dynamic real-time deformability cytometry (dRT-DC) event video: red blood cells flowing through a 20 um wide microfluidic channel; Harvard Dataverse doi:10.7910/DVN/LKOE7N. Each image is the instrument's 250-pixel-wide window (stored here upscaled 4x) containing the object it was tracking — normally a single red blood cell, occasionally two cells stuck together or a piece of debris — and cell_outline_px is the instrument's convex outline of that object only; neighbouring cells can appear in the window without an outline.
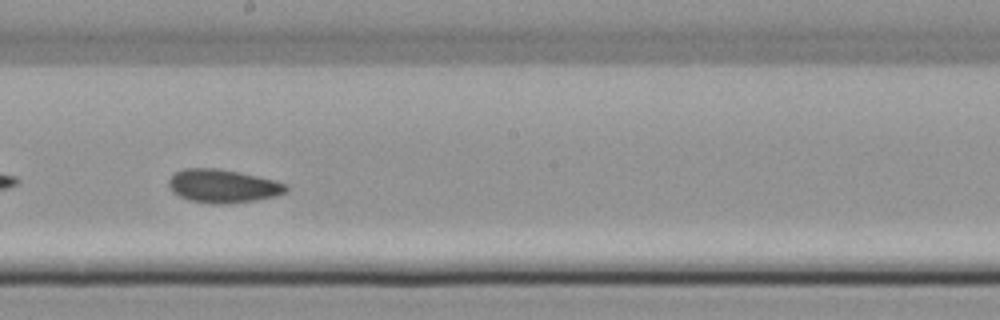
{"species": "common noctule bat (a hibernating species)", "species_latin": "Nyctalus noctula", "temperature_condition": "cold", "stored_images_in_passage": 50, "camera_frame_rate_fps": 3000, "um_per_image_px": 0.085, "animal": {"sex": "female", "body_mass_g": 22.7, "forearm_length_mm": 54.2}, "frame": {"image": 1, "passage_image": 29, "time_ms": 9.333, "image_size_px": [1000, 320], "cell_outline_px": [[288, 188], [284, 192], [276, 196], [256, 200], [224, 204], [212, 204], [188, 200], [172, 192], [168, 184], [168, 180], [176, 172], [184, 168], [216, 168], [240, 172], [288, 184]], "centroid_in_image_um": [18.92, 15.82], "position_along_channel_um": 229.3, "area_um2": 22.77}}
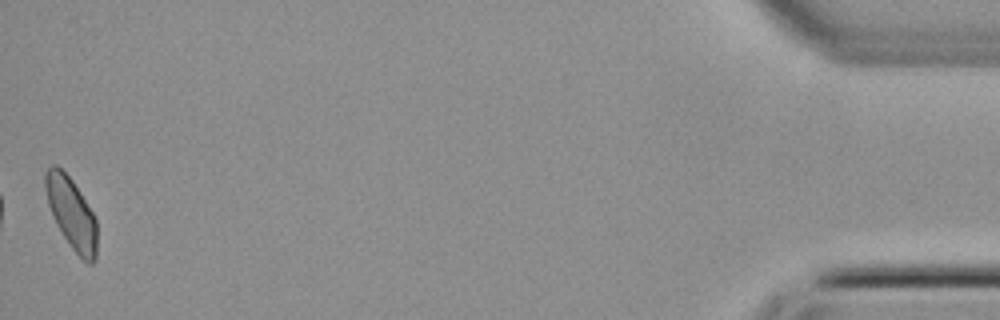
{"frame": {"image": 2, "passage_image": 50, "time_ms": 16.333, "image_size_px": [1000, 320], "cell_outline_px": [[96, 260], [92, 264], [88, 264], [72, 248], [56, 224], [52, 216], [48, 204], [44, 188], [44, 172], [52, 164], [56, 164], [72, 180], [80, 192], [92, 212], [96, 220]], "centroid_in_image_um": [6.04, 18.1], "position_along_channel_um": 429.2, "area_um2": 21.33}}